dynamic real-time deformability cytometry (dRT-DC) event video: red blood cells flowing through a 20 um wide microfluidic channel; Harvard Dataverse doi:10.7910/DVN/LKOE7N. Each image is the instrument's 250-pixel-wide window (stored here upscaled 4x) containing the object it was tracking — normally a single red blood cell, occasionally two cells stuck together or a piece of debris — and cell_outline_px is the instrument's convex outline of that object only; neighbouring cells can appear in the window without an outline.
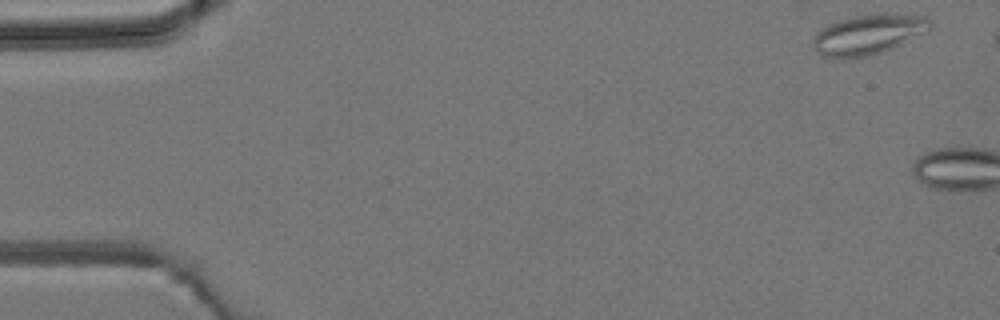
{"species": "common noctule bat (a hibernating species)", "species_latin": "Nyctalus noctula", "temperature_condition": "room temperature", "stored_images_in_passage": 6, "camera_frame_rate_fps": 3000, "um_per_image_px": 0.085, "animal": {"sex": "male", "body_mass_g": 19.2, "forearm_length_mm": 51.8}, "frame": {"image": 1, "passage_image": 1, "time_ms": 0.0, "image_size_px": [1000, 320], "cell_outline_px": [[932, 28], [892, 48], [868, 56], [820, 56], [812, 48], [812, 40], [816, 32], [820, 28], [828, 24], [852, 16], [880, 12], [928, 16], [932, 20]], "centroid_in_image_um": [73.8, 2.88], "position_along_channel_um": 11.2, "area_um2": 27.34}}